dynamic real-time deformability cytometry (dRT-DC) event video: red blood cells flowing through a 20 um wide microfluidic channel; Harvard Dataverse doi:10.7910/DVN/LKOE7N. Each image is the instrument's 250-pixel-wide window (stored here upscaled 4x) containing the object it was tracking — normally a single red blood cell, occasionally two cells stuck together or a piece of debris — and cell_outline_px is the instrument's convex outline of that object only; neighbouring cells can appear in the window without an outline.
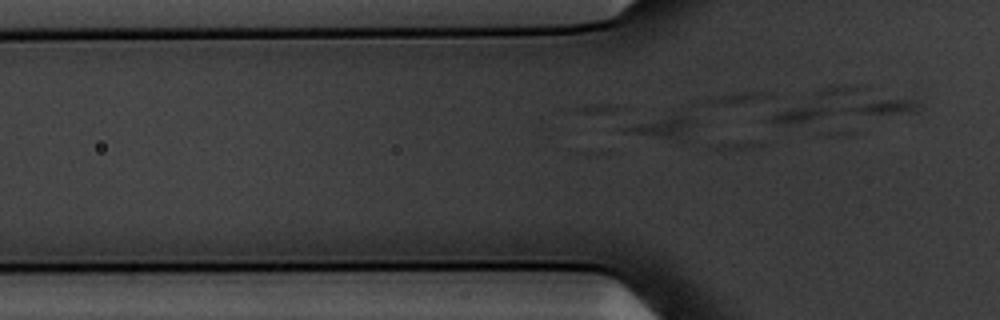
{"species": "common noctule bat (a hibernating species)", "species_latin": "Nyctalus noctula", "temperature_condition": "warm", "stored_images_in_passage": 7, "camera_frame_rate_fps": 3000, "um_per_image_px": 0.085, "animal": {"sex": "male", "body_mass_g": 20.1, "forearm_length_mm": 53.5}, "frame": {"image": 1, "passage_image": 6, "time_ms": 1.667, "image_size_px": [1000, 320], "cell_outline_px": [[696, 120], [680, 144], [668, 144], [624, 132], [620, 128], [672, 112], [680, 112]], "centroid_in_image_um": [56.36, 10.89], "position_along_channel_um": 69.4, "area_um2": 10.4}}